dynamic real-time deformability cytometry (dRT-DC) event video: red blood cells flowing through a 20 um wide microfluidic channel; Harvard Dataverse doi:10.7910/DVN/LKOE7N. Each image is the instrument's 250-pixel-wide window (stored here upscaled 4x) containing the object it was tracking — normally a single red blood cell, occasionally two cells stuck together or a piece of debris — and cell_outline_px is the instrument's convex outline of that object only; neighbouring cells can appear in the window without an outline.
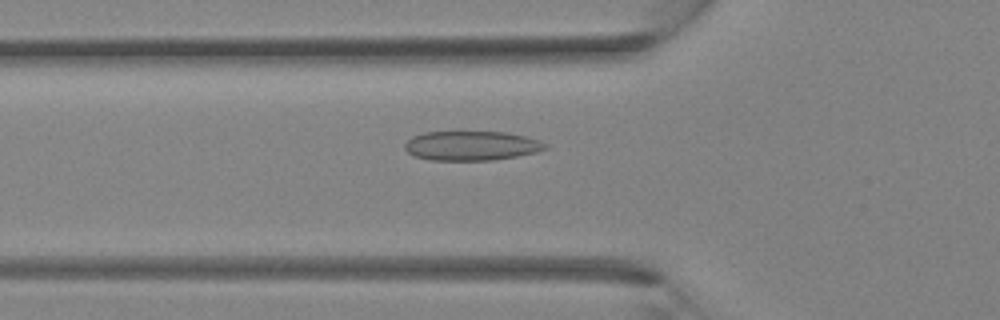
{"species": "Egyptian fruit bat (a non-hibernating species)", "species_latin": "Rousettus aegyptiacus", "temperature_condition": "room temperature", "stored_images_in_passage": 37, "camera_frame_rate_fps": 3000, "um_per_image_px": 0.085, "animal": {"sex": "female"}, "frame": {"image": 1, "passage_image": 13, "time_ms": 4.0, "image_size_px": [1000, 320], "cell_outline_px": [[548, 148], [536, 152], [516, 156], [492, 160], [428, 160], [412, 156], [404, 148], [404, 144], [412, 136], [424, 132], [504, 132], [524, 136], [540, 140], [548, 144]], "centroid_in_image_um": [40.05, 12.39], "position_along_channel_um": 85.7, "area_um2": 24.16}}
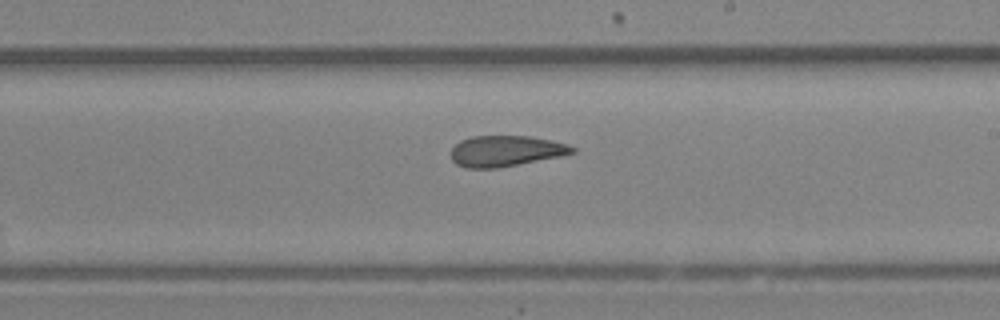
{"frame": {"image": 2, "passage_image": 22, "time_ms": 7.0, "image_size_px": [1000, 320], "cell_outline_px": [[576, 152], [560, 156], [496, 168], [464, 168], [456, 164], [452, 160], [452, 148], [460, 140], [472, 136], [532, 136], [552, 140], [568, 144], [576, 148]], "centroid_in_image_um": [42.99, 12.83], "position_along_channel_um": 246.0, "area_um2": 21.79}}
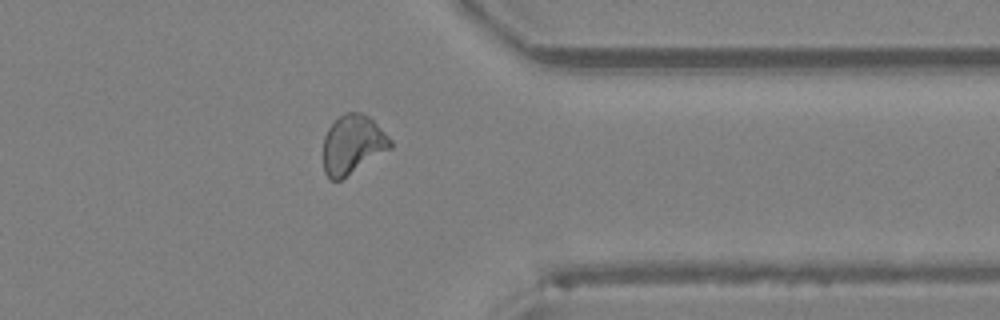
{"frame": {"image": 3, "passage_image": 30, "time_ms": 9.667, "image_size_px": [1000, 320], "cell_outline_px": [[392, 148], [340, 180], [332, 180], [324, 172], [324, 136], [328, 128], [344, 112], [360, 112], [368, 116], [392, 140]], "centroid_in_image_um": [29.98, 12.28], "position_along_channel_um": 381.4, "area_um2": 22.77}}